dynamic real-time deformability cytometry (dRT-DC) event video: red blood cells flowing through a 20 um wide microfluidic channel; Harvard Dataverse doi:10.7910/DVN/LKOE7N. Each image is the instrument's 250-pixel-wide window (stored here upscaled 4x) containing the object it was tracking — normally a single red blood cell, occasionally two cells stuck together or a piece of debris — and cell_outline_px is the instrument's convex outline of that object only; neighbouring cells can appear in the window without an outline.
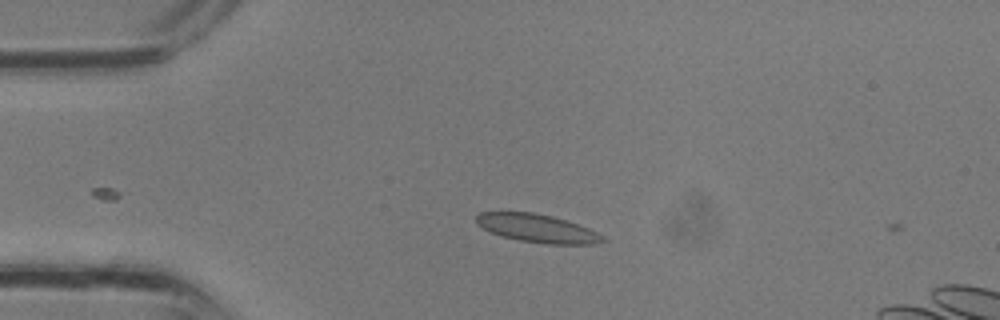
{"species": "common noctule bat (a hibernating species)", "species_latin": "Nyctalus noctula", "temperature_condition": "room temperature", "stored_images_in_passage": 2, "camera_frame_rate_fps": 3000, "um_per_image_px": 0.085, "animal": {"sex": "male", "body_mass_g": 13.3}, "frame": {"image": 1, "passage_image": 1, "time_ms": 0.0, "image_size_px": [1000, 320], "cell_outline_px": [[608, 240], [592, 244], [548, 244], [520, 240], [504, 236], [492, 232], [476, 224], [476, 216], [480, 212], [532, 212], [552, 216], [588, 228], [604, 236]], "centroid_in_image_um": [45.68, 19.4], "position_along_channel_um": 39.3, "area_um2": 20.46}}